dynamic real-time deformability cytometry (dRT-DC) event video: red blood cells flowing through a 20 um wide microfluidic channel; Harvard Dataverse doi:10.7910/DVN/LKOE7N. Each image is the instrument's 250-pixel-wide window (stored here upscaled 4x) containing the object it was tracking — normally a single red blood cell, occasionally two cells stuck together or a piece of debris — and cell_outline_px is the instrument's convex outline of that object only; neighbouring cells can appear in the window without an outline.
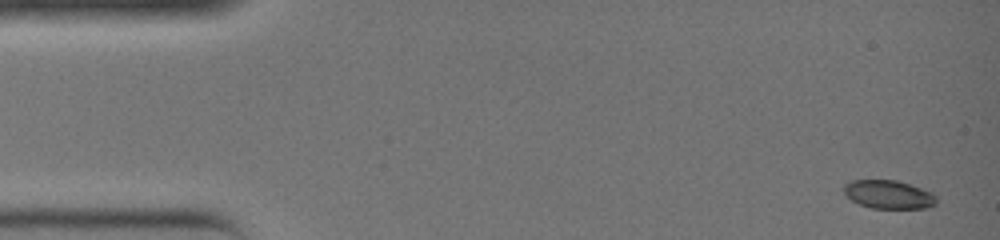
{"species": "common noctule bat (a hibernating species)", "species_latin": "Nyctalus noctula", "temperature_condition": "warm", "stored_images_in_passage": 36, "camera_frame_rate_fps": 3000, "um_per_image_px": 0.085, "animal": {"sex": "female", "body_mass_g": 19.0, "forearm_length_mm": 51.5}, "frame": {"image": 1, "passage_image": 1, "time_ms": 0.0, "image_size_px": [1000, 240], "cell_outline_px": [[936, 204], [924, 208], [872, 208], [860, 204], [852, 200], [844, 192], [844, 184], [852, 180], [896, 180], [932, 192], [936, 196]], "centroid_in_image_um": [75.53, 16.53], "position_along_channel_um": 9.5, "area_um2": 15.14}}
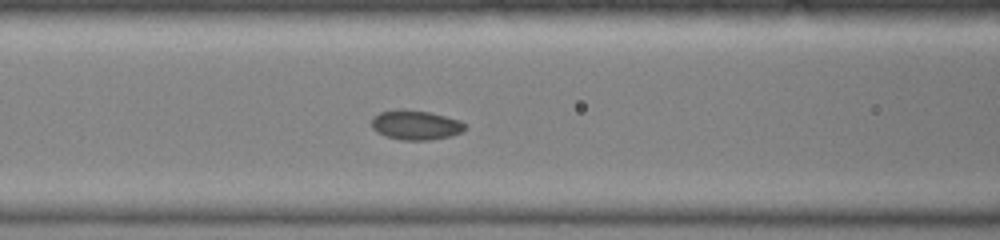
{"frame": {"image": 2, "passage_image": 15, "time_ms": 4.667, "image_size_px": [1000, 240], "cell_outline_px": [[464, 128], [460, 132], [452, 136], [428, 140], [400, 140], [384, 136], [376, 132], [372, 128], [372, 116], [380, 112], [400, 108], [404, 108], [428, 112], [460, 120], [464, 124]], "centroid_in_image_um": [35.27, 10.62], "position_along_channel_um": 131.3, "area_um2": 16.18}}
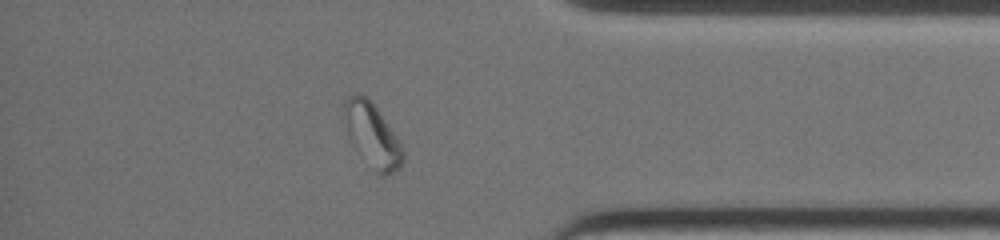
{"frame": {"image": 3, "passage_image": 31, "time_ms": 10.0, "image_size_px": [1000, 240], "cell_outline_px": [[404, 160], [400, 168], [384, 176], [376, 172], [372, 168], [352, 144], [348, 136], [344, 108], [344, 104], [348, 96], [352, 92], [356, 92], [364, 96], [376, 108], [400, 140], [404, 148]], "centroid_in_image_um": [31.67, 11.51], "position_along_channel_um": 403.5, "area_um2": 21.5}}